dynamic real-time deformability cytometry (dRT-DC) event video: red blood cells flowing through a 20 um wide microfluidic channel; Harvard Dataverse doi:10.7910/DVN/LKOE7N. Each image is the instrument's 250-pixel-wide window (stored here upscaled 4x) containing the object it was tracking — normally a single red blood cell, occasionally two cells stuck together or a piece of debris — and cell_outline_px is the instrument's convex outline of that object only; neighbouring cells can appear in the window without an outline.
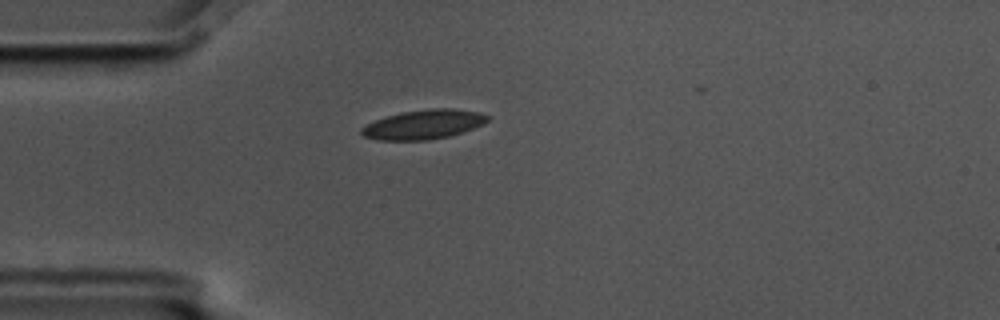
{"species": "common noctule bat (a hibernating species)", "species_latin": "Nyctalus noctula", "temperature_condition": "cold", "stored_images_in_passage": 1, "camera_frame_rate_fps": 3000, "um_per_image_px": 0.085, "animal": {"sex": "male", "body_mass_g": 17.5, "forearm_length_mm": 52.3}, "frame": {"image": 1, "passage_image": 1, "time_ms": 0.0, "image_size_px": [1000, 320], "cell_outline_px": [[492, 116], [484, 124], [448, 136], [428, 140], [376, 140], [364, 136], [360, 132], [360, 128], [376, 120], [388, 116], [404, 112], [432, 108], [452, 108], [480, 112]], "centroid_in_image_um": [36.03, 10.57], "position_along_channel_um": 49.0, "area_um2": 21.39}}